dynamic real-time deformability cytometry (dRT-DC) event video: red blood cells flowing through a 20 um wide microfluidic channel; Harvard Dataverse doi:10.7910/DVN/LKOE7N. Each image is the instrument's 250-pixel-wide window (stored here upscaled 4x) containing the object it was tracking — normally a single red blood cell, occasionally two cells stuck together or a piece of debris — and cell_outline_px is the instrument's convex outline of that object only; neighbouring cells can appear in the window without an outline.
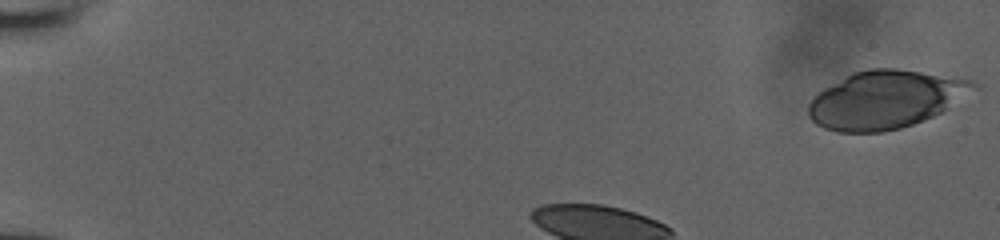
{"species": "human", "species_latin": "Homo sapiens", "temperature_condition": "room temperature", "stored_images_in_passage": 40, "camera_frame_rate_fps": 3000, "um_per_image_px": 0.085, "donor": {"sex": "male"}, "frame": {"image": 1, "passage_image": 1, "time_ms": 0.0, "image_size_px": [1000, 240], "cell_outline_px": [[980, 88], [948, 108], [924, 120], [900, 128], [884, 132], [836, 132], [824, 128], [816, 124], [808, 116], [808, 104], [824, 88], [852, 72], [868, 68], [896, 68], [972, 80]], "centroid_in_image_um": [75.27, 8.46], "position_along_channel_um": 9.7, "area_um2": 55.6}}
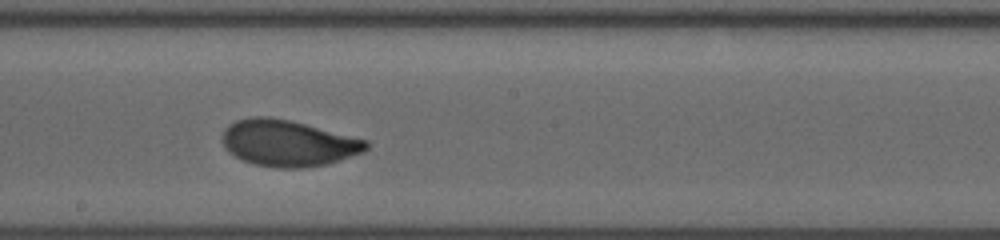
{"frame": {"image": 2, "passage_image": 28, "time_ms": 6.667, "image_size_px": [1000, 240], "cell_outline_px": [[368, 148], [364, 152], [328, 164], [300, 168], [276, 168], [256, 164], [244, 160], [228, 152], [224, 148], [224, 128], [228, 124], [236, 120], [248, 116], [268, 116], [292, 120], [368, 140]], "centroid_in_image_um": [24.5, 12.15], "position_along_channel_um": 223.7, "area_um2": 39.02}}
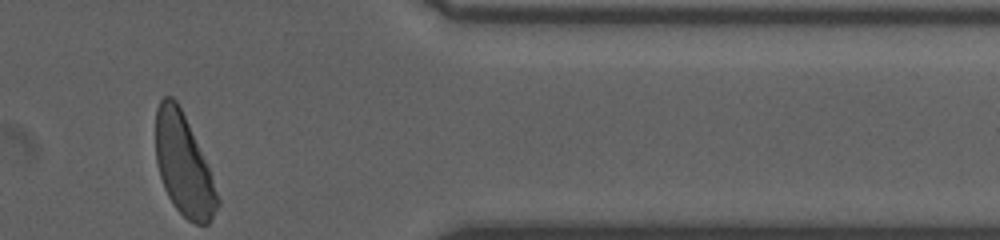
{"frame": {"image": 3, "passage_image": 40, "time_ms": 11.333, "image_size_px": [1000, 240], "cell_outline_px": [[220, 204], [212, 220], [208, 224], [196, 224], [188, 220], [176, 208], [168, 196], [164, 188], [156, 164], [156, 108], [160, 100], [164, 96], [172, 96], [176, 100], [188, 124], [208, 168], [220, 200]], "centroid_in_image_um": [15.59, 14.06], "position_along_channel_um": 395.8, "area_um2": 35.89}}